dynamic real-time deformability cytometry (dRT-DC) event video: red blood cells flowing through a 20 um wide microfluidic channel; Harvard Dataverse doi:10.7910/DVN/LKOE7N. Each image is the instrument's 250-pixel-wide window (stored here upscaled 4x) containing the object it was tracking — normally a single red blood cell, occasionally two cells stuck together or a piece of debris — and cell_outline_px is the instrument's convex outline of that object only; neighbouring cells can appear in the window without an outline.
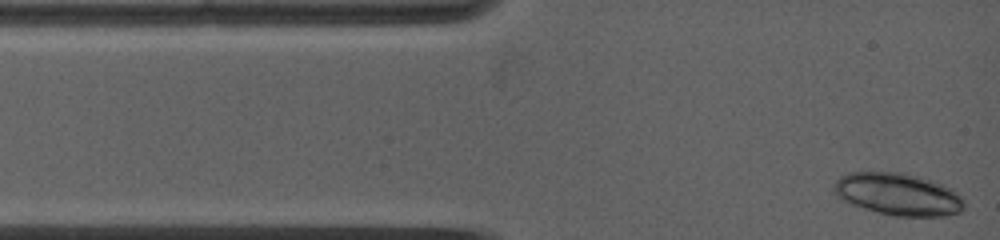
{"species": "common noctule bat (a hibernating species)", "species_latin": "Nyctalus noctula", "temperature_condition": "warm", "stored_images_in_passage": 4, "camera_frame_rate_fps": 5000, "um_per_image_px": 0.085, "animal": {"sex": "female", "body_mass_g": 19.0, "forearm_length_mm": 53.3}, "frame": {"image": 1, "passage_image": 1, "time_ms": 0.0, "image_size_px": [1000, 240], "cell_outline_px": [[964, 208], [960, 212], [944, 216], [892, 216], [864, 208], [852, 204], [844, 200], [832, 192], [832, 184], [840, 176], [848, 172], [904, 172], [920, 176], [944, 184], [952, 188], [964, 200]], "centroid_in_image_um": [76.33, 16.49], "position_along_channel_um": 8.7, "area_um2": 32.43}}